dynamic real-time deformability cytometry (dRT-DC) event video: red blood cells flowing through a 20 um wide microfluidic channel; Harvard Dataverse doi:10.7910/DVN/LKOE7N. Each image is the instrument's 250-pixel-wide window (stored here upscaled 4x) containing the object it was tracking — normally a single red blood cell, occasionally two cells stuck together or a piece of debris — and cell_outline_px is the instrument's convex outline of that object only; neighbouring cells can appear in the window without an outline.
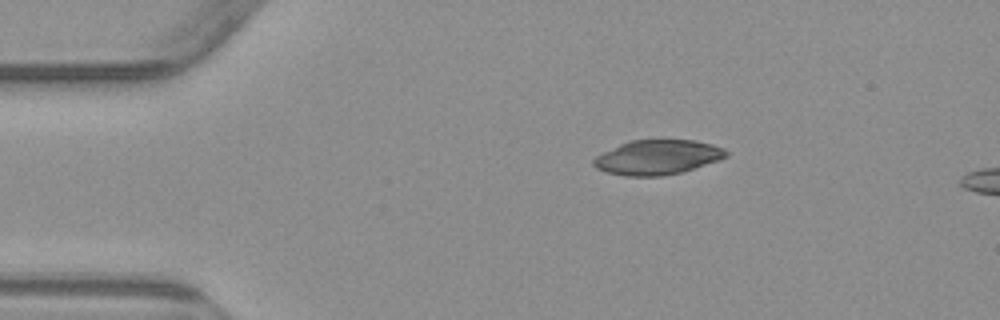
{"species": "common noctule bat (a hibernating species)", "species_latin": "Nyctalus noctula", "temperature_condition": "warm", "stored_images_in_passage": 6, "camera_frame_rate_fps": 3000, "um_per_image_px": 0.085, "animal": {"sex": "male", "body_mass_g": 23.1, "forearm_length_mm": 52.7}, "frame": {"image": 1, "passage_image": 6, "time_ms": 7.0, "image_size_px": [1000, 320], "cell_outline_px": [[728, 156], [720, 160], [680, 172], [660, 176], [624, 176], [608, 172], [596, 168], [592, 164], [592, 160], [596, 156], [620, 144], [632, 140], [660, 136], [664, 136], [696, 140], [712, 144], [724, 148], [728, 152]], "centroid_in_image_um": [55.92, 13.31], "position_along_channel_um": 29.1, "area_um2": 27.63}}